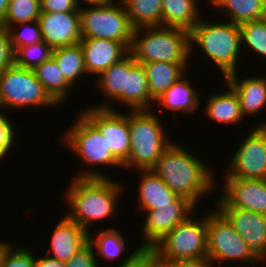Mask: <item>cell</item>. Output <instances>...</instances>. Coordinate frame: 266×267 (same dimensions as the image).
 <instances>
[{"label":"cell","mask_w":266,"mask_h":267,"mask_svg":"<svg viewBox=\"0 0 266 267\" xmlns=\"http://www.w3.org/2000/svg\"><path fill=\"white\" fill-rule=\"evenodd\" d=\"M86 171L73 179L65 198L71 211L66 217L89 234V228L95 220H102L116 213V200L123 185L95 170Z\"/></svg>","instance_id":"cell-1"},{"label":"cell","mask_w":266,"mask_h":267,"mask_svg":"<svg viewBox=\"0 0 266 267\" xmlns=\"http://www.w3.org/2000/svg\"><path fill=\"white\" fill-rule=\"evenodd\" d=\"M72 126L65 134V142L88 167L99 164L123 166L113 156L105 136L82 113Z\"/></svg>","instance_id":"cell-10"},{"label":"cell","mask_w":266,"mask_h":267,"mask_svg":"<svg viewBox=\"0 0 266 267\" xmlns=\"http://www.w3.org/2000/svg\"><path fill=\"white\" fill-rule=\"evenodd\" d=\"M213 7L224 10L230 22L242 24L266 18V7L259 0H210ZM232 20V21H231Z\"/></svg>","instance_id":"cell-29"},{"label":"cell","mask_w":266,"mask_h":267,"mask_svg":"<svg viewBox=\"0 0 266 267\" xmlns=\"http://www.w3.org/2000/svg\"><path fill=\"white\" fill-rule=\"evenodd\" d=\"M220 198L229 206L266 215V179L225 177Z\"/></svg>","instance_id":"cell-15"},{"label":"cell","mask_w":266,"mask_h":267,"mask_svg":"<svg viewBox=\"0 0 266 267\" xmlns=\"http://www.w3.org/2000/svg\"><path fill=\"white\" fill-rule=\"evenodd\" d=\"M241 44L266 57V18L239 25ZM246 43V44H245Z\"/></svg>","instance_id":"cell-33"},{"label":"cell","mask_w":266,"mask_h":267,"mask_svg":"<svg viewBox=\"0 0 266 267\" xmlns=\"http://www.w3.org/2000/svg\"><path fill=\"white\" fill-rule=\"evenodd\" d=\"M209 167L189 154L185 148L171 143L151 170L178 196L195 205L213 186Z\"/></svg>","instance_id":"cell-2"},{"label":"cell","mask_w":266,"mask_h":267,"mask_svg":"<svg viewBox=\"0 0 266 267\" xmlns=\"http://www.w3.org/2000/svg\"><path fill=\"white\" fill-rule=\"evenodd\" d=\"M195 206L189 199L178 196L170 205L147 211L142 228L147 242L140 246L153 248L169 231L190 217Z\"/></svg>","instance_id":"cell-14"},{"label":"cell","mask_w":266,"mask_h":267,"mask_svg":"<svg viewBox=\"0 0 266 267\" xmlns=\"http://www.w3.org/2000/svg\"><path fill=\"white\" fill-rule=\"evenodd\" d=\"M14 64L8 30L0 25V73Z\"/></svg>","instance_id":"cell-39"},{"label":"cell","mask_w":266,"mask_h":267,"mask_svg":"<svg viewBox=\"0 0 266 267\" xmlns=\"http://www.w3.org/2000/svg\"><path fill=\"white\" fill-rule=\"evenodd\" d=\"M138 201L143 211H150L170 205L178 195L174 193L151 169L141 170Z\"/></svg>","instance_id":"cell-20"},{"label":"cell","mask_w":266,"mask_h":267,"mask_svg":"<svg viewBox=\"0 0 266 267\" xmlns=\"http://www.w3.org/2000/svg\"><path fill=\"white\" fill-rule=\"evenodd\" d=\"M9 244H7V243H0V259H1V255H2V253H3V251L7 248V246H8Z\"/></svg>","instance_id":"cell-46"},{"label":"cell","mask_w":266,"mask_h":267,"mask_svg":"<svg viewBox=\"0 0 266 267\" xmlns=\"http://www.w3.org/2000/svg\"><path fill=\"white\" fill-rule=\"evenodd\" d=\"M197 96V91L190 87V82L183 75L155 101L173 111L175 117V111L182 113L196 111L200 104Z\"/></svg>","instance_id":"cell-24"},{"label":"cell","mask_w":266,"mask_h":267,"mask_svg":"<svg viewBox=\"0 0 266 267\" xmlns=\"http://www.w3.org/2000/svg\"><path fill=\"white\" fill-rule=\"evenodd\" d=\"M36 258L28 249H12L11 246L3 251L1 255L2 267H35Z\"/></svg>","instance_id":"cell-36"},{"label":"cell","mask_w":266,"mask_h":267,"mask_svg":"<svg viewBox=\"0 0 266 267\" xmlns=\"http://www.w3.org/2000/svg\"><path fill=\"white\" fill-rule=\"evenodd\" d=\"M153 248L160 267H170L182 260L208 256L207 217L200 220L188 217L169 231Z\"/></svg>","instance_id":"cell-6"},{"label":"cell","mask_w":266,"mask_h":267,"mask_svg":"<svg viewBox=\"0 0 266 267\" xmlns=\"http://www.w3.org/2000/svg\"><path fill=\"white\" fill-rule=\"evenodd\" d=\"M113 4L79 9L81 37L118 41L130 49L134 28L124 5Z\"/></svg>","instance_id":"cell-7"},{"label":"cell","mask_w":266,"mask_h":267,"mask_svg":"<svg viewBox=\"0 0 266 267\" xmlns=\"http://www.w3.org/2000/svg\"><path fill=\"white\" fill-rule=\"evenodd\" d=\"M207 216V250L211 260L219 263L225 260L258 262L260 259L251 251L243 238L235 231L228 220L214 211Z\"/></svg>","instance_id":"cell-9"},{"label":"cell","mask_w":266,"mask_h":267,"mask_svg":"<svg viewBox=\"0 0 266 267\" xmlns=\"http://www.w3.org/2000/svg\"><path fill=\"white\" fill-rule=\"evenodd\" d=\"M136 61L128 52L119 61L112 64L108 69L100 74L98 87L112 99L122 101V90H125V72H127Z\"/></svg>","instance_id":"cell-28"},{"label":"cell","mask_w":266,"mask_h":267,"mask_svg":"<svg viewBox=\"0 0 266 267\" xmlns=\"http://www.w3.org/2000/svg\"><path fill=\"white\" fill-rule=\"evenodd\" d=\"M56 225L51 236L53 256L50 257L66 263L89 241V234L66 216Z\"/></svg>","instance_id":"cell-18"},{"label":"cell","mask_w":266,"mask_h":267,"mask_svg":"<svg viewBox=\"0 0 266 267\" xmlns=\"http://www.w3.org/2000/svg\"><path fill=\"white\" fill-rule=\"evenodd\" d=\"M159 118L148 110L133 111L128 115L130 151L122 167L149 170L172 143L162 129Z\"/></svg>","instance_id":"cell-4"},{"label":"cell","mask_w":266,"mask_h":267,"mask_svg":"<svg viewBox=\"0 0 266 267\" xmlns=\"http://www.w3.org/2000/svg\"><path fill=\"white\" fill-rule=\"evenodd\" d=\"M27 25L28 28L23 31H16L14 26H10L7 30L9 33L10 43L13 52L15 53L20 47H25L34 43L43 41L38 20L27 23H20V25ZM15 31V32H14Z\"/></svg>","instance_id":"cell-35"},{"label":"cell","mask_w":266,"mask_h":267,"mask_svg":"<svg viewBox=\"0 0 266 267\" xmlns=\"http://www.w3.org/2000/svg\"><path fill=\"white\" fill-rule=\"evenodd\" d=\"M48 252L43 258L36 259L35 267H65V263L48 256Z\"/></svg>","instance_id":"cell-43"},{"label":"cell","mask_w":266,"mask_h":267,"mask_svg":"<svg viewBox=\"0 0 266 267\" xmlns=\"http://www.w3.org/2000/svg\"><path fill=\"white\" fill-rule=\"evenodd\" d=\"M218 200V211L243 238L251 251L260 260H264L266 258V215L229 207L220 197Z\"/></svg>","instance_id":"cell-13"},{"label":"cell","mask_w":266,"mask_h":267,"mask_svg":"<svg viewBox=\"0 0 266 267\" xmlns=\"http://www.w3.org/2000/svg\"><path fill=\"white\" fill-rule=\"evenodd\" d=\"M197 0H162V26L190 32L200 20Z\"/></svg>","instance_id":"cell-23"},{"label":"cell","mask_w":266,"mask_h":267,"mask_svg":"<svg viewBox=\"0 0 266 267\" xmlns=\"http://www.w3.org/2000/svg\"><path fill=\"white\" fill-rule=\"evenodd\" d=\"M228 90L221 94L212 95L206 103L205 113L212 120L222 123H238L243 119L240 101L235 91L228 85Z\"/></svg>","instance_id":"cell-25"},{"label":"cell","mask_w":266,"mask_h":267,"mask_svg":"<svg viewBox=\"0 0 266 267\" xmlns=\"http://www.w3.org/2000/svg\"><path fill=\"white\" fill-rule=\"evenodd\" d=\"M94 253V248L88 241L65 263V267H99Z\"/></svg>","instance_id":"cell-38"},{"label":"cell","mask_w":266,"mask_h":267,"mask_svg":"<svg viewBox=\"0 0 266 267\" xmlns=\"http://www.w3.org/2000/svg\"><path fill=\"white\" fill-rule=\"evenodd\" d=\"M211 258L209 256L199 258V259H191V260H182L174 263L170 267H212L210 263Z\"/></svg>","instance_id":"cell-42"},{"label":"cell","mask_w":266,"mask_h":267,"mask_svg":"<svg viewBox=\"0 0 266 267\" xmlns=\"http://www.w3.org/2000/svg\"><path fill=\"white\" fill-rule=\"evenodd\" d=\"M79 43L87 74L98 76L129 52L122 42L108 39L81 38Z\"/></svg>","instance_id":"cell-17"},{"label":"cell","mask_w":266,"mask_h":267,"mask_svg":"<svg viewBox=\"0 0 266 267\" xmlns=\"http://www.w3.org/2000/svg\"><path fill=\"white\" fill-rule=\"evenodd\" d=\"M119 267H160L154 248L138 247Z\"/></svg>","instance_id":"cell-37"},{"label":"cell","mask_w":266,"mask_h":267,"mask_svg":"<svg viewBox=\"0 0 266 267\" xmlns=\"http://www.w3.org/2000/svg\"><path fill=\"white\" fill-rule=\"evenodd\" d=\"M237 94L242 115L253 114L262 110L266 105V78L249 77L242 82L237 81L236 72L225 78Z\"/></svg>","instance_id":"cell-19"},{"label":"cell","mask_w":266,"mask_h":267,"mask_svg":"<svg viewBox=\"0 0 266 267\" xmlns=\"http://www.w3.org/2000/svg\"><path fill=\"white\" fill-rule=\"evenodd\" d=\"M86 3H88L90 6H100V5H104V4H108L113 0H84ZM77 6L79 7V0H75Z\"/></svg>","instance_id":"cell-45"},{"label":"cell","mask_w":266,"mask_h":267,"mask_svg":"<svg viewBox=\"0 0 266 267\" xmlns=\"http://www.w3.org/2000/svg\"><path fill=\"white\" fill-rule=\"evenodd\" d=\"M53 49L44 41L20 47L14 53V64L20 68L34 69L52 57Z\"/></svg>","instance_id":"cell-32"},{"label":"cell","mask_w":266,"mask_h":267,"mask_svg":"<svg viewBox=\"0 0 266 267\" xmlns=\"http://www.w3.org/2000/svg\"><path fill=\"white\" fill-rule=\"evenodd\" d=\"M147 35L140 37L142 29ZM192 42L190 32L174 27H140L133 31L129 52L137 63L162 61L168 63H188Z\"/></svg>","instance_id":"cell-3"},{"label":"cell","mask_w":266,"mask_h":267,"mask_svg":"<svg viewBox=\"0 0 266 267\" xmlns=\"http://www.w3.org/2000/svg\"><path fill=\"white\" fill-rule=\"evenodd\" d=\"M14 128L6 116L0 112V159L7 155L14 140Z\"/></svg>","instance_id":"cell-41"},{"label":"cell","mask_w":266,"mask_h":267,"mask_svg":"<svg viewBox=\"0 0 266 267\" xmlns=\"http://www.w3.org/2000/svg\"><path fill=\"white\" fill-rule=\"evenodd\" d=\"M147 75V82L151 98L155 101L169 87L182 78L187 63H168L162 61L142 64Z\"/></svg>","instance_id":"cell-22"},{"label":"cell","mask_w":266,"mask_h":267,"mask_svg":"<svg viewBox=\"0 0 266 267\" xmlns=\"http://www.w3.org/2000/svg\"><path fill=\"white\" fill-rule=\"evenodd\" d=\"M154 100L148 88L145 68L140 63H135L125 72V90H122V103L133 111L148 110ZM147 107V108H146Z\"/></svg>","instance_id":"cell-21"},{"label":"cell","mask_w":266,"mask_h":267,"mask_svg":"<svg viewBox=\"0 0 266 267\" xmlns=\"http://www.w3.org/2000/svg\"><path fill=\"white\" fill-rule=\"evenodd\" d=\"M40 12V0H9L1 26L8 29L14 23L36 21Z\"/></svg>","instance_id":"cell-31"},{"label":"cell","mask_w":266,"mask_h":267,"mask_svg":"<svg viewBox=\"0 0 266 267\" xmlns=\"http://www.w3.org/2000/svg\"><path fill=\"white\" fill-rule=\"evenodd\" d=\"M33 71L45 91L56 103L59 104L60 101L63 102L66 99L69 92L67 88L72 85L65 79L52 57L36 66Z\"/></svg>","instance_id":"cell-27"},{"label":"cell","mask_w":266,"mask_h":267,"mask_svg":"<svg viewBox=\"0 0 266 267\" xmlns=\"http://www.w3.org/2000/svg\"><path fill=\"white\" fill-rule=\"evenodd\" d=\"M121 1V2H119ZM134 29L162 26V0H119Z\"/></svg>","instance_id":"cell-26"},{"label":"cell","mask_w":266,"mask_h":267,"mask_svg":"<svg viewBox=\"0 0 266 267\" xmlns=\"http://www.w3.org/2000/svg\"><path fill=\"white\" fill-rule=\"evenodd\" d=\"M232 158L226 177L266 179V123L251 129Z\"/></svg>","instance_id":"cell-12"},{"label":"cell","mask_w":266,"mask_h":267,"mask_svg":"<svg viewBox=\"0 0 266 267\" xmlns=\"http://www.w3.org/2000/svg\"><path fill=\"white\" fill-rule=\"evenodd\" d=\"M9 0H0V25L4 20L5 13L7 11Z\"/></svg>","instance_id":"cell-44"},{"label":"cell","mask_w":266,"mask_h":267,"mask_svg":"<svg viewBox=\"0 0 266 267\" xmlns=\"http://www.w3.org/2000/svg\"><path fill=\"white\" fill-rule=\"evenodd\" d=\"M40 13L79 12L75 0H40Z\"/></svg>","instance_id":"cell-40"},{"label":"cell","mask_w":266,"mask_h":267,"mask_svg":"<svg viewBox=\"0 0 266 267\" xmlns=\"http://www.w3.org/2000/svg\"><path fill=\"white\" fill-rule=\"evenodd\" d=\"M91 233L89 234V242L91 245L98 250V255L105 257V259H115L123 253L125 248L124 239L122 234L115 231L113 228H108L107 230L100 231L96 240L91 238Z\"/></svg>","instance_id":"cell-34"},{"label":"cell","mask_w":266,"mask_h":267,"mask_svg":"<svg viewBox=\"0 0 266 267\" xmlns=\"http://www.w3.org/2000/svg\"><path fill=\"white\" fill-rule=\"evenodd\" d=\"M201 46L205 54L219 67L225 76L236 72L241 35L238 24L232 22L208 23L199 20L190 31V42Z\"/></svg>","instance_id":"cell-5"},{"label":"cell","mask_w":266,"mask_h":267,"mask_svg":"<svg viewBox=\"0 0 266 267\" xmlns=\"http://www.w3.org/2000/svg\"><path fill=\"white\" fill-rule=\"evenodd\" d=\"M38 22L43 41L52 49L80 42L79 12L40 13Z\"/></svg>","instance_id":"cell-16"},{"label":"cell","mask_w":266,"mask_h":267,"mask_svg":"<svg viewBox=\"0 0 266 267\" xmlns=\"http://www.w3.org/2000/svg\"><path fill=\"white\" fill-rule=\"evenodd\" d=\"M84 111L82 114L105 136L113 156L123 165L130 151L128 115L116 112L106 102Z\"/></svg>","instance_id":"cell-11"},{"label":"cell","mask_w":266,"mask_h":267,"mask_svg":"<svg viewBox=\"0 0 266 267\" xmlns=\"http://www.w3.org/2000/svg\"><path fill=\"white\" fill-rule=\"evenodd\" d=\"M266 7V0H259Z\"/></svg>","instance_id":"cell-47"},{"label":"cell","mask_w":266,"mask_h":267,"mask_svg":"<svg viewBox=\"0 0 266 267\" xmlns=\"http://www.w3.org/2000/svg\"><path fill=\"white\" fill-rule=\"evenodd\" d=\"M57 104L45 91L32 69L15 64L0 73V106L6 109Z\"/></svg>","instance_id":"cell-8"},{"label":"cell","mask_w":266,"mask_h":267,"mask_svg":"<svg viewBox=\"0 0 266 267\" xmlns=\"http://www.w3.org/2000/svg\"><path fill=\"white\" fill-rule=\"evenodd\" d=\"M52 58L71 85H74L80 76L87 73L80 43L53 49Z\"/></svg>","instance_id":"cell-30"}]
</instances>
